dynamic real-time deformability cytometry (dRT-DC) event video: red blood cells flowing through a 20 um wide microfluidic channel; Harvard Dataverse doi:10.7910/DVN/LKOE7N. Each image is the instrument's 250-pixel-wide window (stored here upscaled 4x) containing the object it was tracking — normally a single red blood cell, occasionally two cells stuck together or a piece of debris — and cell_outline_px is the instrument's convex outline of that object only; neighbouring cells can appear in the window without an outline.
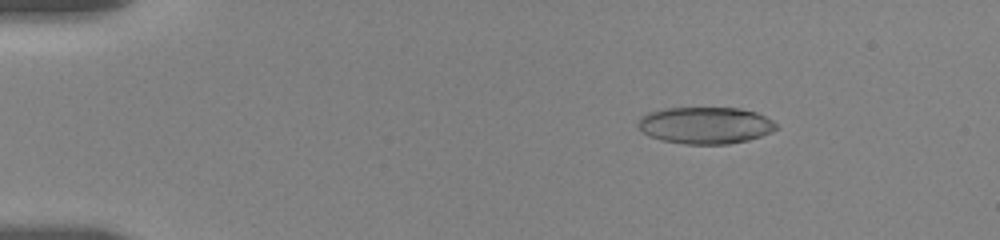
{"species": "human", "species_latin": "Homo sapiens", "temperature_condition": "room temperature", "stored_images_in_passage": 56, "camera_frame_rate_fps": 3000, "um_per_image_px": 0.085, "donor": {"sex": "female"}, "frame": {"image": 1, "passage_image": 9, "time_ms": 2.667, "image_size_px": [1000, 240], "cell_outline_px": [[780, 128], [772, 132], [748, 140], [728, 144], [684, 144], [660, 140], [648, 136], [636, 124], [640, 116], [648, 112], [664, 108], [740, 108], [756, 112], [772, 120]], "centroid_in_image_um": [59.94, 10.65], "position_along_channel_um": 25.1, "area_um2": 29.88}}
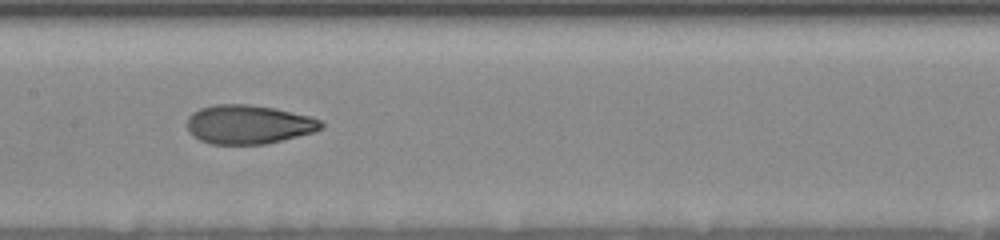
{"frame": {"image": 2, "passage_image": 29, "time_ms": 9.333, "image_size_px": [1000, 240], "cell_outline_px": [[324, 128], [316, 132], [268, 144], [212, 144], [200, 140], [192, 136], [188, 132], [188, 116], [192, 112], [200, 108], [216, 104], [248, 104], [276, 108], [312, 116], [320, 120], [324, 124]], "centroid_in_image_um": [21.17, 10.58], "position_along_channel_um": 186.2, "area_um2": 30.92}}
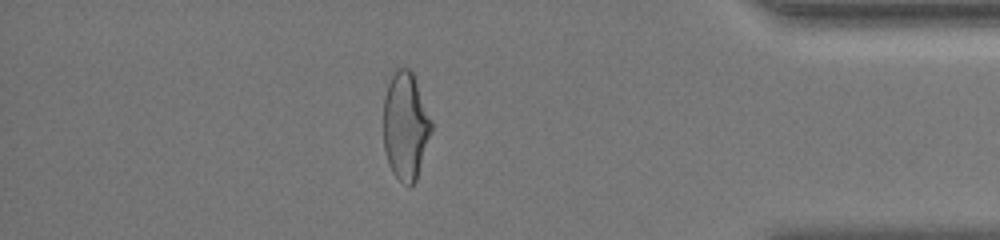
{"frame": {"image": 3, "passage_image": 49, "time_ms": 16.0, "image_size_px": [1000, 240], "cell_outline_px": [[432, 132], [416, 180], [408, 188], [392, 172], [388, 164], [384, 148], [384, 96], [392, 68], [408, 68], [412, 72], [432, 124]], "centroid_in_image_um": [34.45, 10.71], "position_along_channel_um": 400.8, "area_um2": 30.06}, "authors_computed_cell_mechanics": {"area_um2": 30.4028, "velocity_mm_per_s": 3.6469, "shape_relaxation_time_tau1_ms": 5.8579, "shape_relaxation_time_tau2_ms": 1.8723, "deformation_change_tau1": 0.1831, "deformation_change_tau2": 0.0833}}